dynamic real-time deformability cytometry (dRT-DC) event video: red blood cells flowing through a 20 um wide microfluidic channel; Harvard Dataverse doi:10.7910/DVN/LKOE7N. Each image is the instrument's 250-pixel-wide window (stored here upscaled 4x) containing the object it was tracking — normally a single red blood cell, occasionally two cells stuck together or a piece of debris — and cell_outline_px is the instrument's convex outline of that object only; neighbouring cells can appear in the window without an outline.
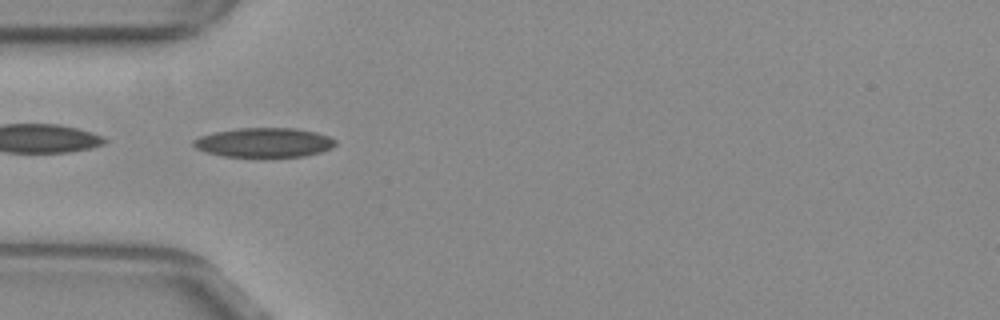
{"species": "common noctule bat (a hibernating species)", "species_latin": "Nyctalus noctula", "temperature_condition": "warm", "stored_images_in_passage": 38, "camera_frame_rate_fps": 3000, "um_per_image_px": 0.085, "animal": {"sex": "female", "body_mass_g": 29.2, "forearm_length_mm": 56.3}, "frame": {"image": 1, "passage_image": 1, "time_ms": 0.0, "image_size_px": [1000, 320], "cell_outline_px": [[336, 144], [332, 148], [320, 152], [304, 156], [272, 160], [256, 160], [224, 156], [204, 152], [196, 148], [192, 144], [192, 140], [200, 136], [216, 132], [240, 128], [296, 128], [316, 132], [328, 136], [336, 140]], "centroid_in_image_um": [22.45, 12.18], "position_along_channel_um": 62.5, "area_um2": 25.55}}
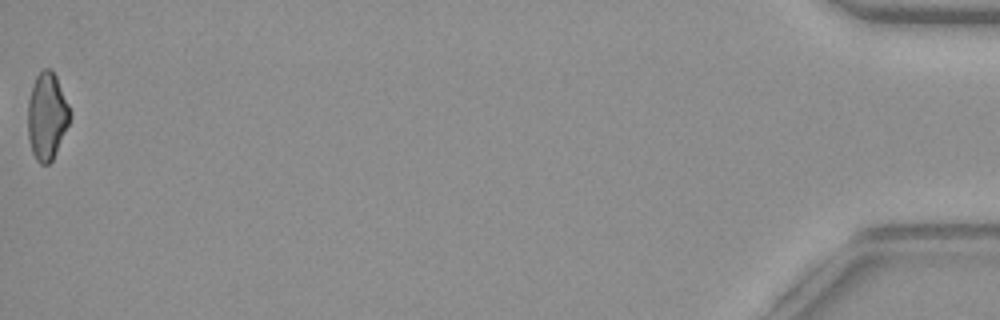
{"frame": {"image": 2, "passage_image": 38, "time_ms": 12.333, "image_size_px": [1000, 320], "cell_outline_px": [[72, 112], [68, 124], [56, 152], [52, 160], [48, 164], [40, 164], [36, 160], [32, 152], [28, 140], [28, 100], [36, 76], [44, 68], [52, 68], [56, 76]], "centroid_in_image_um": [3.99, 9.87], "position_along_channel_um": 431.2, "area_um2": 21.33}, "authors_computed_cell_mechanics": {"area_um2": 22.6287, "velocity_mm_per_s": 3.8732, "shape_relaxation_time_tau1_ms": null, "shape_relaxation_time_tau2_ms": 5.405, "deformation_change_tau1": null, "deformation_change_tau2": 0.1498}}